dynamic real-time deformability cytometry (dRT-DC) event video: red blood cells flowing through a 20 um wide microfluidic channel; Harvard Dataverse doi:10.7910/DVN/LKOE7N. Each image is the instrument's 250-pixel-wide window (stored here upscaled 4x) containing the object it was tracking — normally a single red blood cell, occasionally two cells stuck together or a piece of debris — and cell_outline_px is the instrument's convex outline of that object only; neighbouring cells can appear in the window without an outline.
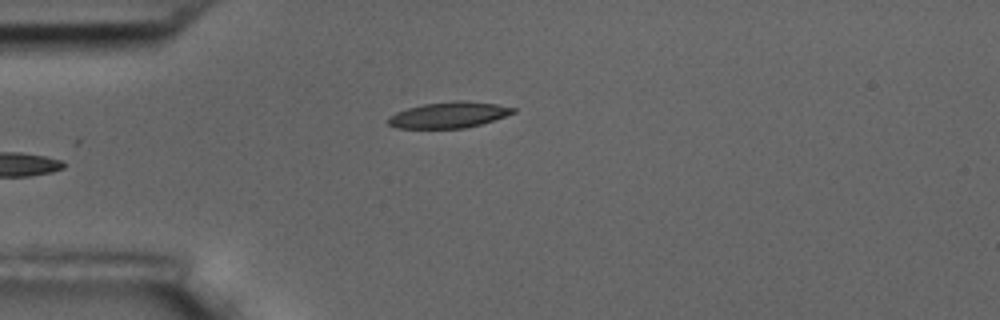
{"species": "common noctule bat (a hibernating species)", "species_latin": "Nyctalus noctula", "temperature_condition": "room temperature", "stored_images_in_passage": 17, "camera_frame_rate_fps": 3000, "um_per_image_px": 0.085, "animal": {"sex": "male", "body_mass_g": 17.5, "forearm_length_mm": 52.3}, "frame": {"image": 1, "passage_image": 6, "time_ms": 6.667, "image_size_px": [1000, 320], "cell_outline_px": [[516, 112], [480, 124], [464, 128], [396, 128], [388, 124], [388, 116], [396, 112], [408, 108], [424, 104], [456, 100], [464, 100], [496, 104], [516, 108]], "centroid_in_image_um": [38.13, 9.76], "position_along_channel_um": 46.9, "area_um2": 18.79}}
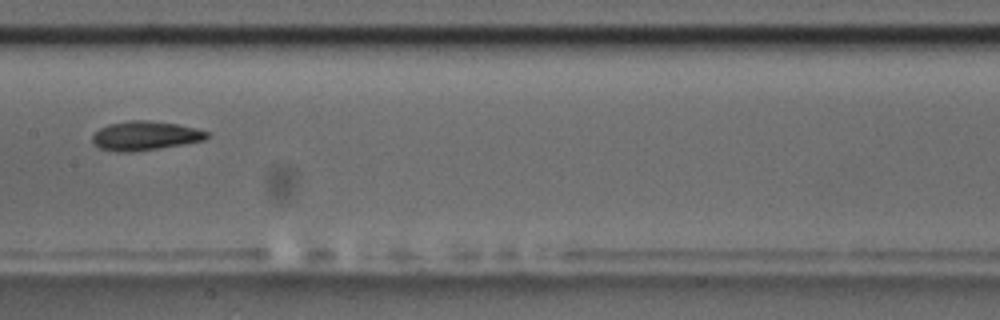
{"frame": {"image": 2, "passage_image": 10, "time_ms": 11.333, "image_size_px": [1000, 320], "cell_outline_px": [[208, 136], [204, 140], [184, 144], [160, 148], [128, 152], [116, 152], [100, 148], [92, 144], [92, 136], [100, 128], [108, 124], [128, 120], [148, 120], [176, 124], [196, 128], [208, 132]], "centroid_in_image_um": [12.3, 11.54], "position_along_channel_um": 195.1, "area_um2": 19.42}}
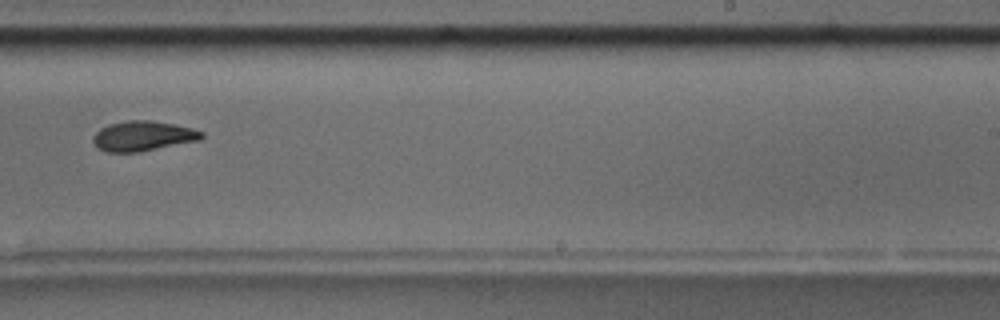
{"frame": {"image": 3, "passage_image": 12, "time_ms": 13.667, "image_size_px": [1000, 320], "cell_outline_px": [[204, 136], [200, 140], [140, 152], [104, 152], [92, 140], [92, 136], [100, 128], [108, 124], [124, 120], [152, 120], [192, 128], [204, 132]], "centroid_in_image_um": [12.15, 11.55], "position_along_channel_um": 276.9, "area_um2": 19.07}, "authors_computed_cell_mechanics": {"area_um2": 18.3226, "velocity_mm_per_s": 3.514, "shape_relaxation_time_tau1_ms": 2.5132, "shape_relaxation_time_tau2_ms": 8.6777, "deformation_change_tau1": 0.1083, "deformation_change_tau2": 0.172}}